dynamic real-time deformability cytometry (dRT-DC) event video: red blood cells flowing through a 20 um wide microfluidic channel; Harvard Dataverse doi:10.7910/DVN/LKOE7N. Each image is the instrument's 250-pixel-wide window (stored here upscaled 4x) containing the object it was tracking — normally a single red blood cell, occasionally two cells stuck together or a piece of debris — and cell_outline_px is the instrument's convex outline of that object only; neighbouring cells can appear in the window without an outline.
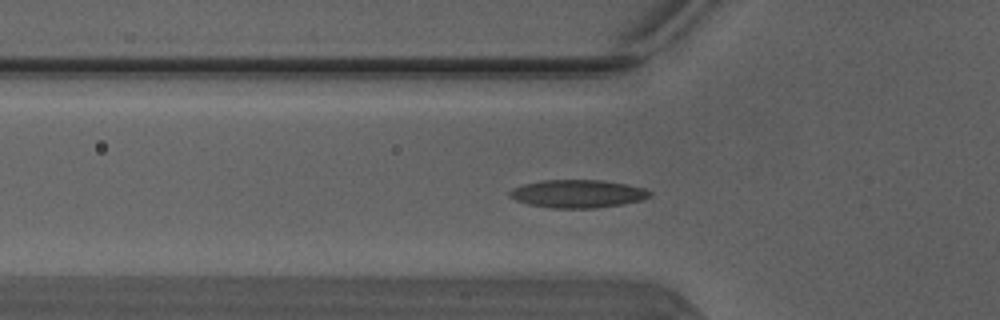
{"species": "Egyptian fruit bat (a non-hibernating species)", "species_latin": "Rousettus aegyptiacus", "temperature_condition": "warm", "stored_images_in_passage": 44, "camera_frame_rate_fps": 3000, "um_per_image_px": 0.085, "animal": {"sex": "male"}, "frame": {"image": 1, "passage_image": 16, "time_ms": 5.0, "image_size_px": [1000, 320], "cell_outline_px": [[652, 196], [644, 200], [624, 204], [596, 208], [552, 208], [528, 204], [516, 200], [508, 196], [508, 192], [512, 188], [524, 184], [544, 180], [600, 180], [628, 184], [644, 188], [652, 192]], "centroid_in_image_um": [49.14, 16.47], "position_along_channel_um": 76.7, "area_um2": 23.06}}
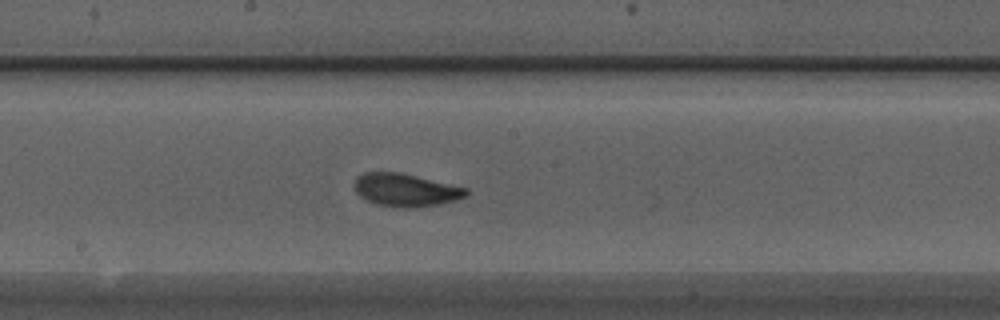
{"frame": {"image": 2, "passage_image": 26, "time_ms": 8.333, "image_size_px": [1000, 320], "cell_outline_px": [[468, 196], [456, 200], [440, 204], [412, 208], [400, 208], [376, 204], [364, 200], [356, 192], [356, 176], [364, 172], [400, 172], [468, 188]], "centroid_in_image_um": [34.49, 16.16], "position_along_channel_um": 213.7, "area_um2": 21.56}}
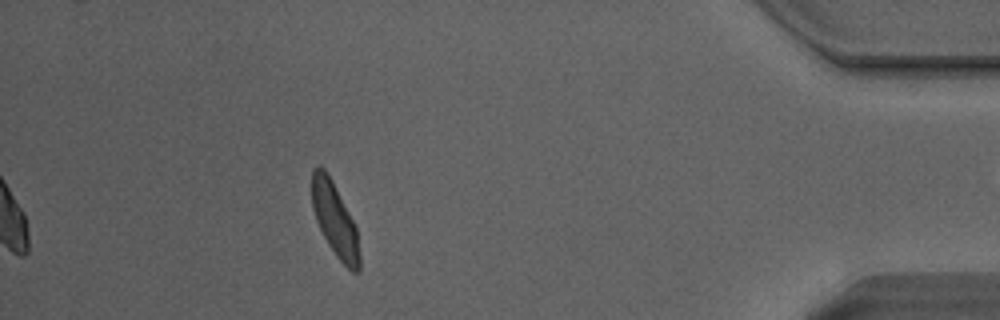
{"frame": {"image": 3, "passage_image": 44, "time_ms": 14.333, "image_size_px": [1000, 320], "cell_outline_px": [[360, 272], [352, 272], [336, 256], [328, 244], [316, 220], [312, 208], [312, 168], [324, 168], [332, 180], [356, 228], [360, 256]], "centroid_in_image_um": [28.46, 18.7], "position_along_channel_um": 406.7, "area_um2": 20.0}, "authors_computed_cell_mechanics": {"area_um2": 20.7213, "velocity_mm_per_s": 4.0965, "shape_relaxation_time_tau1_ms": 2.072, "shape_relaxation_time_tau2_ms": 1.2639, "deformation_change_tau1": 0.1178, "deformation_change_tau2": 0.0791}}